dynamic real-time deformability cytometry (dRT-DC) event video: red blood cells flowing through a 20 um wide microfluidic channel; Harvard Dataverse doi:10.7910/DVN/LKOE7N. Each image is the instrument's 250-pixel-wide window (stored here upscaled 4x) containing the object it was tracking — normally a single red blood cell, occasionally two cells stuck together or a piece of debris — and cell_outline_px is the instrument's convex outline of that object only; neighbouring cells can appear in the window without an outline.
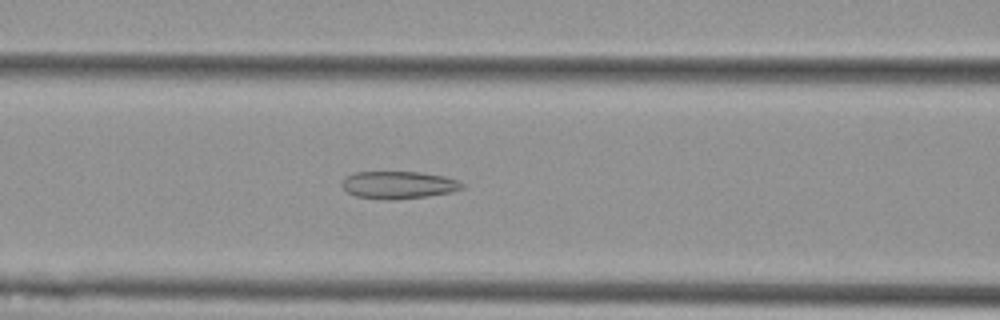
{"species": "Egyptian fruit bat (a non-hibernating species)", "species_latin": "Rousettus aegyptiacus", "temperature_condition": "cold", "stored_images_in_passage": 39, "camera_frame_rate_fps": 3000, "um_per_image_px": 0.085, "animal": {"sex": "female"}, "frame": {"image": 1, "passage_image": 15, "time_ms": 4.667, "image_size_px": [1000, 320], "cell_outline_px": [[464, 188], [452, 192], [428, 196], [396, 200], [384, 200], [356, 196], [348, 192], [340, 184], [344, 176], [356, 172], [420, 172], [444, 176], [456, 180], [464, 184]], "centroid_in_image_um": [33.86, 15.72], "position_along_channel_um": 132.7, "area_um2": 19.42}}
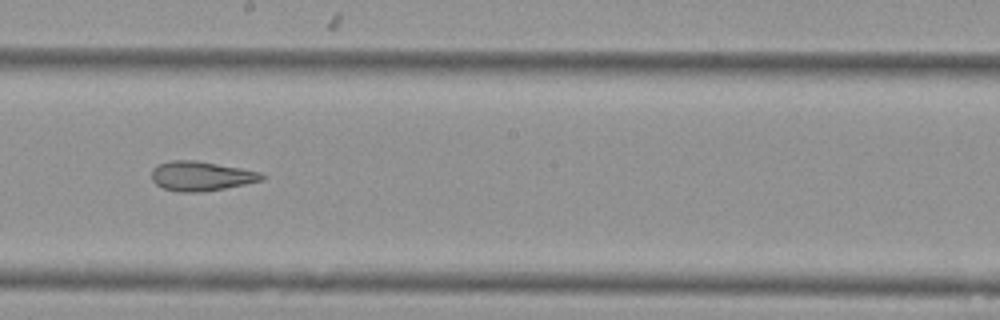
{"frame": {"image": 2, "passage_image": 23, "time_ms": 7.333, "image_size_px": [1000, 320], "cell_outline_px": [[264, 180], [224, 188], [200, 192], [180, 192], [164, 188], [156, 184], [152, 180], [152, 168], [156, 164], [168, 160], [196, 160], [240, 168], [260, 172], [264, 176]], "centroid_in_image_um": [17.05, 14.95], "position_along_channel_um": 231.2, "area_um2": 18.9}}
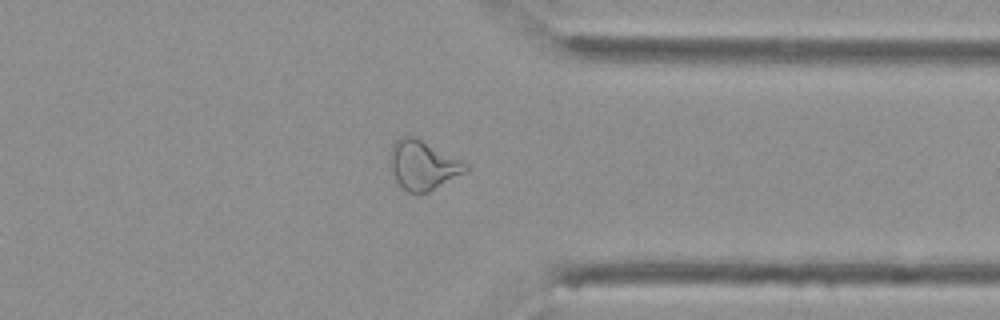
{"frame": {"image": 3, "passage_image": 35, "time_ms": 11.333, "image_size_px": [1000, 320], "cell_outline_px": [[468, 168], [464, 172], [428, 192], [416, 196], [408, 192], [396, 180], [392, 172], [388, 160], [392, 144], [400, 136], [412, 136], [468, 164]], "centroid_in_image_um": [35.88, 14.06], "position_along_channel_um": 375.5, "area_um2": 21.33}, "authors_computed_cell_mechanics": {"area_um2": 20.3456, "velocity_mm_per_s": 3.7026, "shape_relaxation_time_tau1_ms": null, "shape_relaxation_time_tau2_ms": 3.0769, "deformation_change_tau1": null, "deformation_change_tau2": 0.1198}}